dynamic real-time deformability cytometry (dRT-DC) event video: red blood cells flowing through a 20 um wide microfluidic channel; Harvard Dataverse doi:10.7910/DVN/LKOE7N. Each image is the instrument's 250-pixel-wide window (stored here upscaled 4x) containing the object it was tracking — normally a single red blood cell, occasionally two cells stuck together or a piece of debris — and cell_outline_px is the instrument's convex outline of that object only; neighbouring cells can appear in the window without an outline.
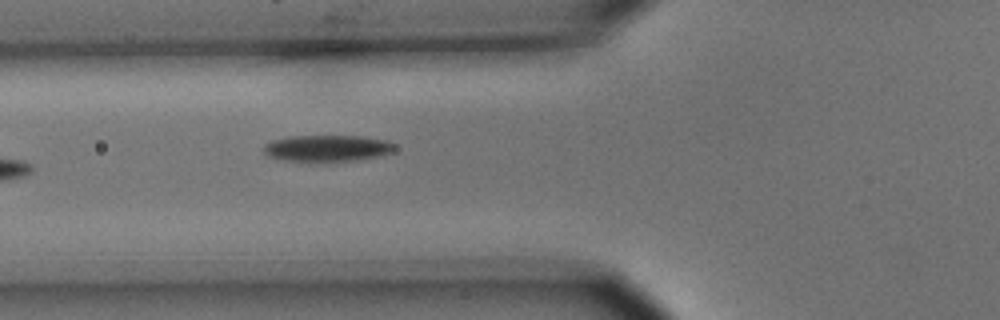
{"species": "common noctule bat (a hibernating species)", "species_latin": "Nyctalus noctula", "temperature_condition": "cold", "stored_images_in_passage": 6, "camera_frame_rate_fps": 3000, "um_per_image_px": 0.085, "animal": {"sex": "male", "body_mass_g": 15.6}, "frame": {"image": 1, "passage_image": 6, "time_ms": 7.0, "image_size_px": [1000, 320], "cell_outline_px": [[396, 148], [392, 152], [380, 156], [360, 160], [284, 160], [268, 156], [264, 152], [264, 144], [272, 140], [288, 136], [360, 136], [388, 140], [396, 144]], "centroid_in_image_um": [27.86, 12.58], "position_along_channel_um": 97.9, "area_um2": 20.06}}